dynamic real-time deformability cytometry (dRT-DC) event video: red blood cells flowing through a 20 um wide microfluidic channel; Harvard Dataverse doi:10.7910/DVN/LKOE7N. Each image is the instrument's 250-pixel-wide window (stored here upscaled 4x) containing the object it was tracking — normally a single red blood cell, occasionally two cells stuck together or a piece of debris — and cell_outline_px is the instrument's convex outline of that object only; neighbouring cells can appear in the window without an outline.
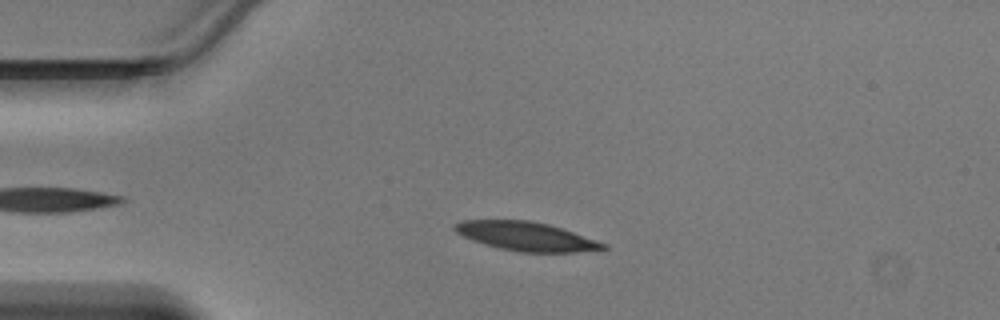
{"species": "Egyptian fruit bat (a non-hibernating species)", "species_latin": "Rousettus aegyptiacus", "temperature_condition": "warm", "stored_images_in_passage": 18, "camera_frame_rate_fps": 3000, "um_per_image_px": 0.085, "animal": {"sex": "male"}, "frame": {"image": 1, "passage_image": 8, "time_ms": 2.333, "image_size_px": [1000, 320], "cell_outline_px": [[608, 248], [576, 252], [520, 252], [500, 248], [484, 244], [472, 240], [456, 232], [452, 228], [460, 220], [532, 220], [548, 224], [608, 244]], "centroid_in_image_um": [44.7, 20.08], "position_along_channel_um": 40.3, "area_um2": 24.74}}
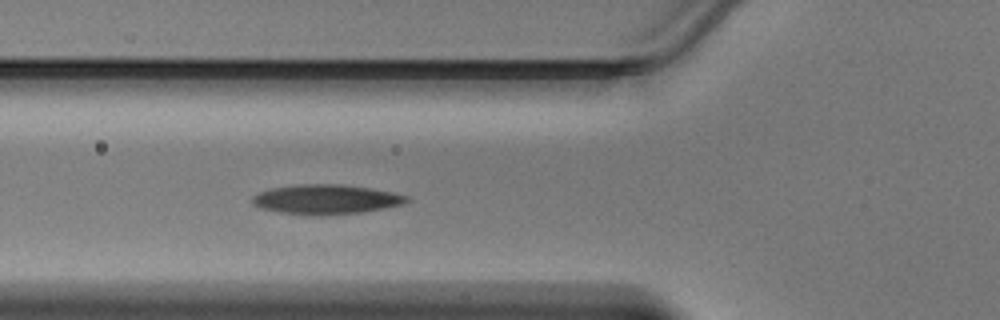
{"frame": {"image": 2, "passage_image": 14, "time_ms": 4.333, "image_size_px": [1000, 320], "cell_outline_px": [[408, 200], [404, 204], [384, 208], [360, 212], [328, 216], [308, 216], [280, 212], [260, 208], [252, 204], [252, 196], [260, 192], [272, 188], [296, 184], [340, 184], [372, 188], [392, 192], [408, 196]], "centroid_in_image_um": [27.69, 16.95], "position_along_channel_um": 98.1, "area_um2": 26.93}}
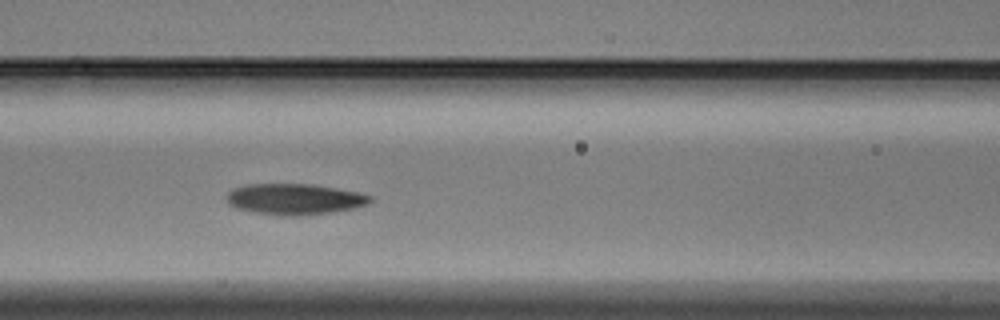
{"frame": {"image": 3, "passage_image": 17, "time_ms": 5.333, "image_size_px": [1000, 320], "cell_outline_px": [[372, 200], [368, 204], [352, 208], [328, 212], [296, 216], [288, 216], [256, 212], [236, 208], [228, 204], [228, 192], [232, 188], [244, 184], [312, 184], [360, 192], [372, 196]], "centroid_in_image_um": [25.03, 16.91], "position_along_channel_um": 141.6, "area_um2": 25.72}}